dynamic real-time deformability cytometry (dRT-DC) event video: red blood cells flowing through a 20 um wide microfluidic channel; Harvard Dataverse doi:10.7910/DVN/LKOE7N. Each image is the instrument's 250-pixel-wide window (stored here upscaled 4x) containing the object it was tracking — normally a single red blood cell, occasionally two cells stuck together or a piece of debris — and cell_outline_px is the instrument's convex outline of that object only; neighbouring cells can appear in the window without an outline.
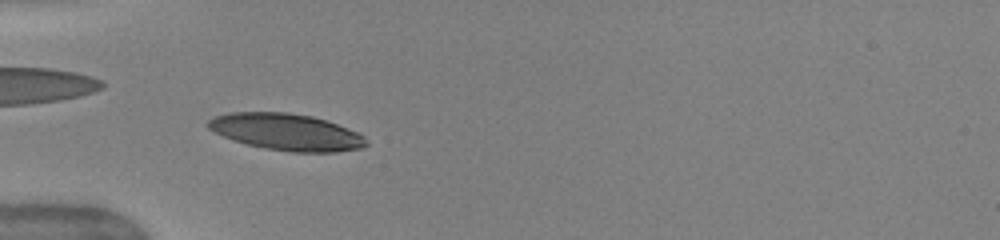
{"species": "human", "species_latin": "Homo sapiens", "temperature_condition": "warm", "stored_images_in_passage": 46, "camera_frame_rate_fps": 3000, "um_per_image_px": 0.085, "donor": {"sex": "female"}, "frame": {"image": 1, "passage_image": 14, "time_ms": 4.333, "image_size_px": [1000, 240], "cell_outline_px": [[368, 144], [360, 148], [336, 152], [292, 152], [264, 148], [248, 144], [224, 136], [208, 128], [204, 124], [208, 120], [216, 116], [232, 112], [288, 112], [312, 116], [336, 124], [356, 132], [364, 136], [368, 140]], "centroid_in_image_um": [24.34, 11.22], "position_along_channel_um": 60.7, "area_um2": 33.52}, "authors_computed_cell_mechanics": {"area_um2": 33.2639, "velocity_mm_per_s": 4.0226, "shape_relaxation_time_tau1_ms": 2.4861, "shape_relaxation_time_tau2_ms": 0.7925, "deformation_change_tau1": 0.1577, "deformation_change_tau2": 0.044}}